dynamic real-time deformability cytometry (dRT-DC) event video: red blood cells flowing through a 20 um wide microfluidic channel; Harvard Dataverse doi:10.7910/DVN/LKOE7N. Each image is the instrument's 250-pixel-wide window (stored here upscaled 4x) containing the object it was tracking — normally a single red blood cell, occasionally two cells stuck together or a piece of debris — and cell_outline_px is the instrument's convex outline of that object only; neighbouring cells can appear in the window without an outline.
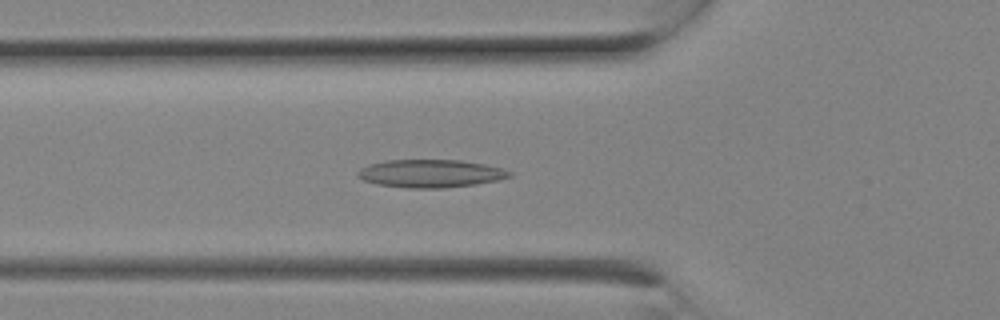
{"species": "Egyptian fruit bat (a non-hibernating species)", "species_latin": "Rousettus aegyptiacus", "temperature_condition": "room temperature", "stored_images_in_passage": 8, "camera_frame_rate_fps": 3000, "um_per_image_px": 0.085, "animal": {"sex": "female"}, "frame": {"image": 1, "passage_image": 8, "time_ms": 2.333, "image_size_px": [1000, 320], "cell_outline_px": [[512, 176], [496, 180], [476, 184], [444, 188], [412, 188], [376, 184], [364, 180], [356, 172], [360, 168], [368, 164], [388, 160], [460, 160], [484, 164], [500, 168], [512, 172]], "centroid_in_image_um": [36.59, 14.74], "position_along_channel_um": 89.2, "area_um2": 24.51}}